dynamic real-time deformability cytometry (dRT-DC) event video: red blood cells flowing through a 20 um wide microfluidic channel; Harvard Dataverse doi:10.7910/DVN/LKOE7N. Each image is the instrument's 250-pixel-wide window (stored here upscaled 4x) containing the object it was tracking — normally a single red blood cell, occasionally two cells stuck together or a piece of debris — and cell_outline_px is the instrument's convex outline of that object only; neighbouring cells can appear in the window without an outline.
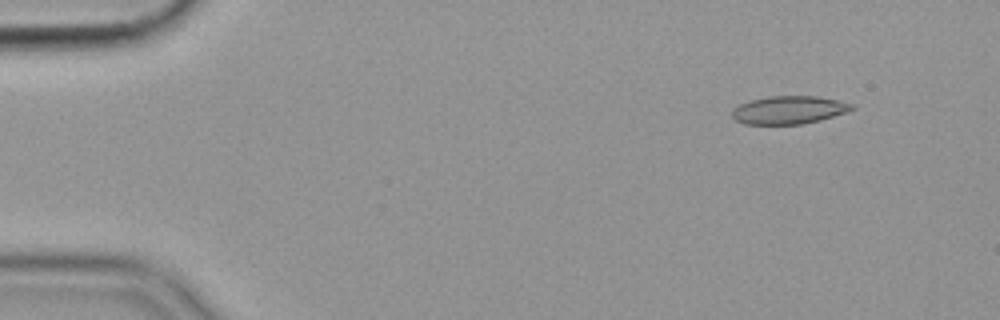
{"species": "common noctule bat (a hibernating species)", "species_latin": "Nyctalus noctula", "temperature_condition": "cold", "stored_images_in_passage": 56, "camera_frame_rate_fps": 3000, "um_per_image_px": 0.085, "animal": {"sex": "female", "body_mass_g": 19.9}, "frame": {"image": 1, "passage_image": 6, "time_ms": 1.667, "image_size_px": [1000, 320], "cell_outline_px": [[856, 108], [820, 120], [800, 124], [744, 124], [736, 120], [732, 116], [732, 108], [748, 100], [768, 96], [816, 96], [856, 104]], "centroid_in_image_um": [67.03, 9.34], "position_along_channel_um": 18.0, "area_um2": 19.54}}
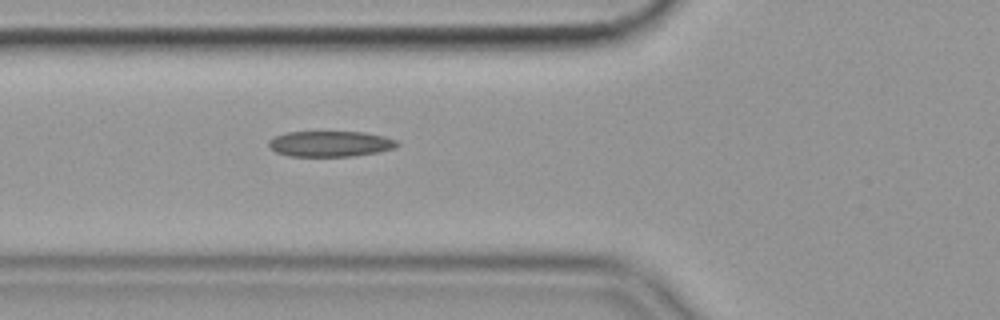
{"frame": {"image": 2, "passage_image": 21, "time_ms": 6.667, "image_size_px": [1000, 320], "cell_outline_px": [[400, 144], [396, 148], [376, 152], [348, 156], [288, 156], [276, 152], [268, 144], [268, 140], [272, 136], [288, 132], [364, 132], [384, 136], [396, 140]], "centroid_in_image_um": [28.05, 12.21], "position_along_channel_um": 97.7, "area_um2": 19.19}}
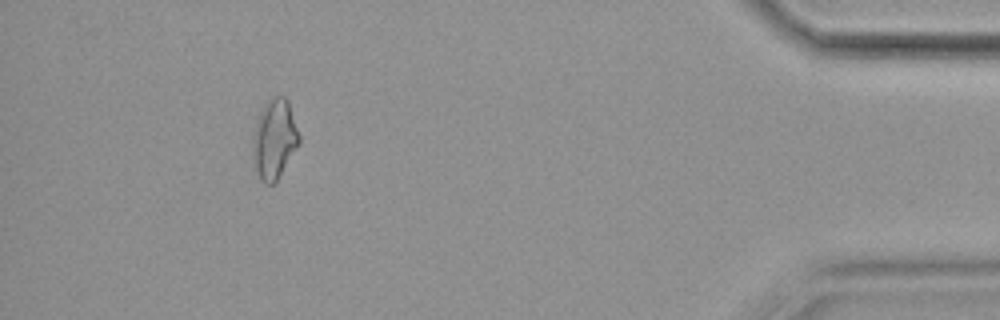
{"frame": {"image": 3, "passage_image": 52, "time_ms": 17.0, "image_size_px": [1000, 320], "cell_outline_px": [[300, 144], [276, 180], [272, 184], [264, 184], [260, 180], [256, 168], [252, 152], [252, 136], [256, 120], [264, 104], [268, 100], [276, 96], [284, 96], [288, 100], [300, 136]], "centroid_in_image_um": [23.32, 11.81], "position_along_channel_um": 411.9, "area_um2": 21.5}, "authors_computed_cell_mechanics": {"area_um2": 19.2185, "velocity_mm_per_s": 3.5816, "shape_relaxation_time_tau1_ms": null, "shape_relaxation_time_tau2_ms": 5.5847, "deformation_change_tau1": null, "deformation_change_tau2": 0.1388}}